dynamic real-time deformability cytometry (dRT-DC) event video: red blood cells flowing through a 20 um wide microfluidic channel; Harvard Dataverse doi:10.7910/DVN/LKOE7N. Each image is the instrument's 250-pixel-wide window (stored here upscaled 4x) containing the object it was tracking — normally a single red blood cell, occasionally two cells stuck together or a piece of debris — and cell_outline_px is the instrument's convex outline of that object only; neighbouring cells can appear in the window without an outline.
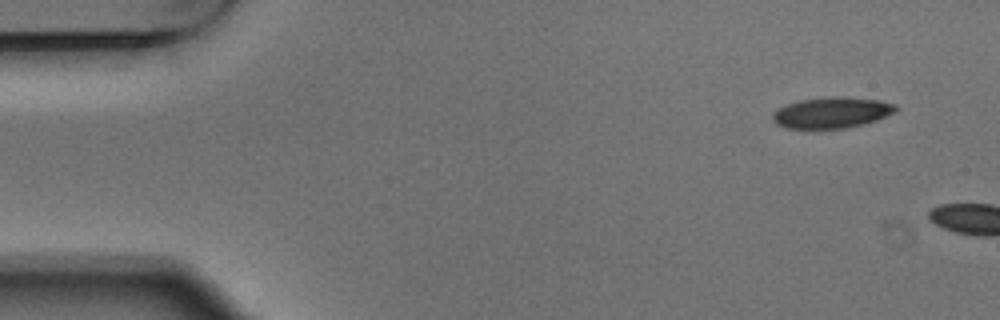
{"species": "Egyptian fruit bat (a non-hibernating species)", "species_latin": "Rousettus aegyptiacus", "temperature_condition": "warm", "stored_images_in_passage": 2, "camera_frame_rate_fps": 3000, "um_per_image_px": 0.085, "animal": {"sex": "male"}, "frame": {"image": 1, "passage_image": 1, "time_ms": 0.0, "image_size_px": [1000, 320], "cell_outline_px": [[900, 108], [896, 112], [876, 120], [848, 128], [788, 128], [776, 124], [772, 120], [772, 112], [776, 108], [800, 100], [832, 96], [844, 96], [880, 100], [896, 104]], "centroid_in_image_um": [70.72, 9.56], "position_along_channel_um": 14.3, "area_um2": 22.43}}